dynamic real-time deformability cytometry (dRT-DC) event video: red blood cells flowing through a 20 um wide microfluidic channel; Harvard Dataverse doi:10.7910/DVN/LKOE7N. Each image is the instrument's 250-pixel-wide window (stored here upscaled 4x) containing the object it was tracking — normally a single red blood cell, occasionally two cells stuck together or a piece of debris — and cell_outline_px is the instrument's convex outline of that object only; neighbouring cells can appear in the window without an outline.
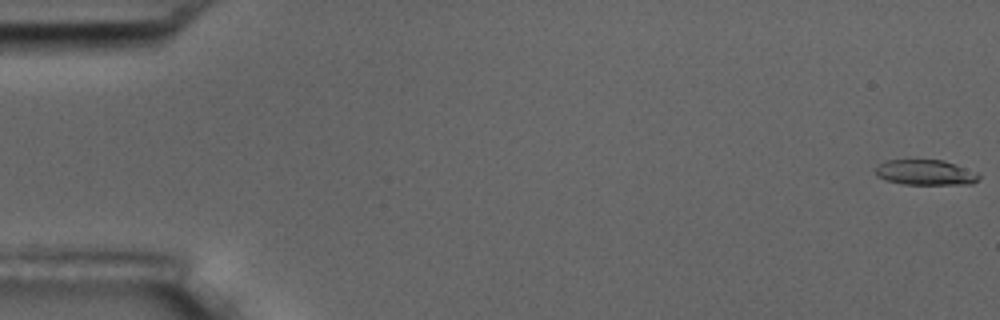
{"species": "common noctule bat (a hibernating species)", "species_latin": "Nyctalus noctula", "temperature_condition": "room temperature", "stored_images_in_passage": 6, "camera_frame_rate_fps": 3000, "um_per_image_px": 0.085, "animal": {"sex": "male", "body_mass_g": 17.5, "forearm_length_mm": 52.3}, "frame": {"image": 1, "passage_image": 1, "time_ms": 0.0, "image_size_px": [1000, 320], "cell_outline_px": [[980, 176], [972, 184], [904, 184], [888, 180], [876, 176], [876, 168], [880, 164], [888, 160], [944, 160], [964, 168]], "centroid_in_image_um": [78.62, 14.66], "position_along_channel_um": 6.4, "area_um2": 14.8}}
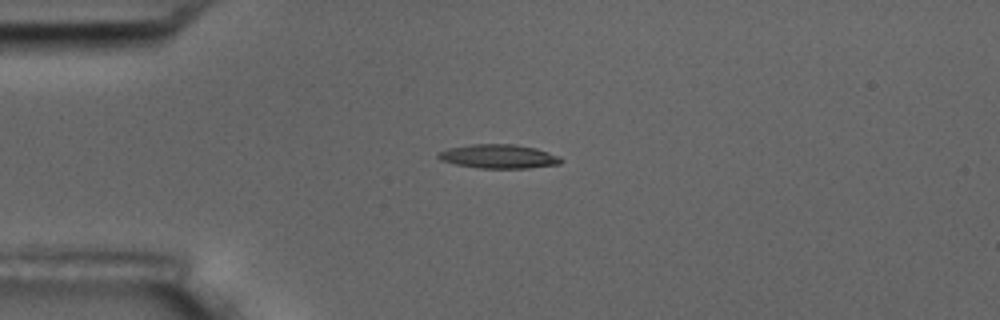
{"frame": {"image": 2, "passage_image": 5, "time_ms": 4.667, "image_size_px": [1000, 320], "cell_outline_px": [[564, 160], [560, 164], [528, 168], [480, 168], [456, 164], [440, 160], [436, 156], [440, 152], [448, 148], [472, 144], [512, 144], [536, 148], [560, 156]], "centroid_in_image_um": [42.41, 13.29], "position_along_channel_um": 42.6, "area_um2": 17.11}}